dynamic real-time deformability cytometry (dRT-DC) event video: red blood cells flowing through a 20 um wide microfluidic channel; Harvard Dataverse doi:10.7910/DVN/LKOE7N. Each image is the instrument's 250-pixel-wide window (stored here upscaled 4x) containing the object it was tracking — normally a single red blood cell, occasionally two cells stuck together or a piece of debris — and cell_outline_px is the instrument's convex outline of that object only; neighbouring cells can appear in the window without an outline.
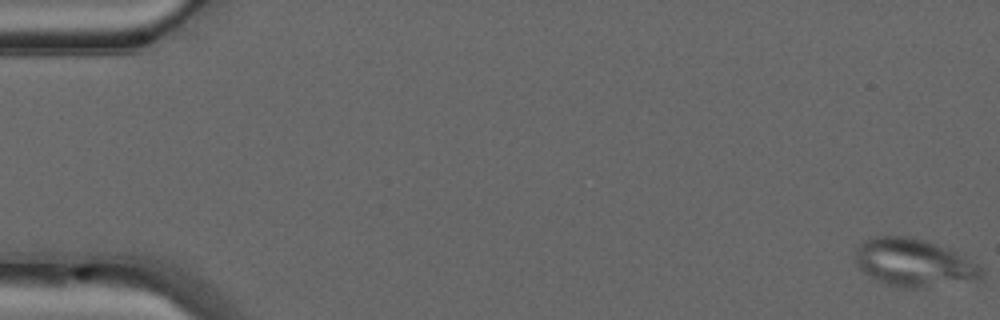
{"species": "common noctule bat (a hibernating species)", "species_latin": "Nyctalus noctula", "temperature_condition": "warm", "stored_images_in_passage": 50, "camera_frame_rate_fps": 3000, "um_per_image_px": 0.085, "animal": {"sex": "male", "forearm_length_mm": 52.5}, "frame": {"image": 1, "passage_image": 1, "time_ms": 0.0, "image_size_px": [1000, 320], "cell_outline_px": [[984, 272], [980, 284], [916, 288], [908, 288], [888, 284], [864, 272], [856, 264], [856, 248], [864, 240], [876, 236], [908, 236], [924, 240], [948, 248], [976, 264]], "centroid_in_image_um": [77.79, 22.37], "position_along_channel_um": 7.2, "area_um2": 35.55}}
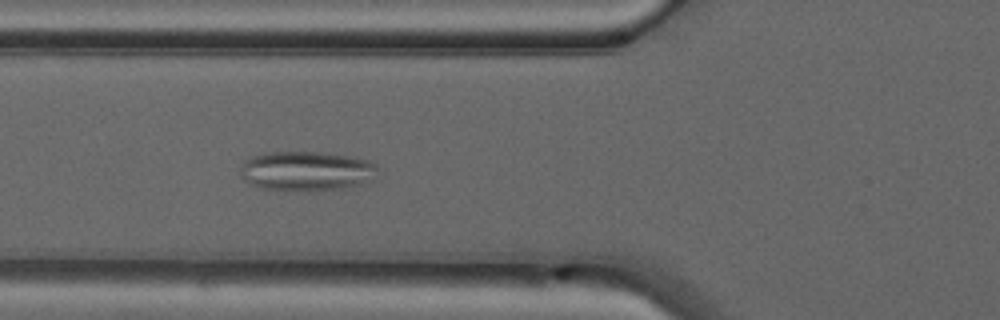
{"frame": {"image": 2, "passage_image": 19, "time_ms": 6.0, "image_size_px": [1000, 320], "cell_outline_px": [[376, 168], [372, 180], [348, 188], [308, 192], [264, 188], [252, 184], [244, 180], [240, 176], [240, 168], [244, 160], [252, 156], [264, 152], [320, 152], [352, 156], [368, 160], [376, 164]], "centroid_in_image_um": [26.04, 14.54], "position_along_channel_um": 99.8, "area_um2": 32.08}}
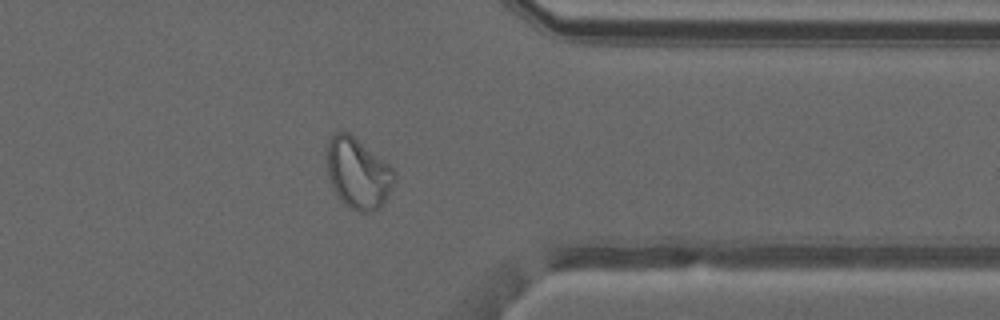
{"frame": {"image": 3, "passage_image": 40, "time_ms": 13.0, "image_size_px": [1000, 320], "cell_outline_px": [[396, 172], [384, 204], [368, 212], [360, 212], [344, 204], [340, 200], [328, 176], [328, 140], [336, 132], [348, 132], [388, 164]], "centroid_in_image_um": [30.42, 14.73], "position_along_channel_um": 381.0, "area_um2": 26.99}}